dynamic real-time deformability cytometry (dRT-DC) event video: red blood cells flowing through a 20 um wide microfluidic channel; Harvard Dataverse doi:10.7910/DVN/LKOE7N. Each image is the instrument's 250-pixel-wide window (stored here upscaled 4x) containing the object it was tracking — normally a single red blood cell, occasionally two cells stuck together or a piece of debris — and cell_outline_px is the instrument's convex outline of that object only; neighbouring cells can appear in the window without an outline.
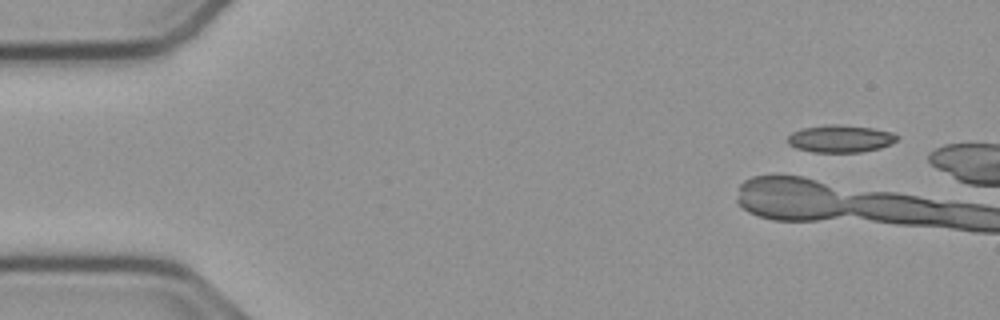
{"species": "common noctule bat (a hibernating species)", "species_latin": "Nyctalus noctula", "temperature_condition": "cold", "stored_images_in_passage": 17, "camera_frame_rate_fps": 3000, "um_per_image_px": 0.085, "animal": {"sex": "male", "body_mass_g": 23.1, "forearm_length_mm": 52.7}, "frame": {"image": 1, "passage_image": 3, "time_ms": 0.667, "image_size_px": [1000, 320], "cell_outline_px": [[900, 136], [892, 144], [880, 148], [860, 152], [812, 152], [796, 148], [788, 144], [788, 136], [792, 132], [804, 128], [828, 124], [836, 124], [872, 128], [892, 132]], "centroid_in_image_um": [71.45, 11.79], "position_along_channel_um": 13.6, "area_um2": 17.46}}